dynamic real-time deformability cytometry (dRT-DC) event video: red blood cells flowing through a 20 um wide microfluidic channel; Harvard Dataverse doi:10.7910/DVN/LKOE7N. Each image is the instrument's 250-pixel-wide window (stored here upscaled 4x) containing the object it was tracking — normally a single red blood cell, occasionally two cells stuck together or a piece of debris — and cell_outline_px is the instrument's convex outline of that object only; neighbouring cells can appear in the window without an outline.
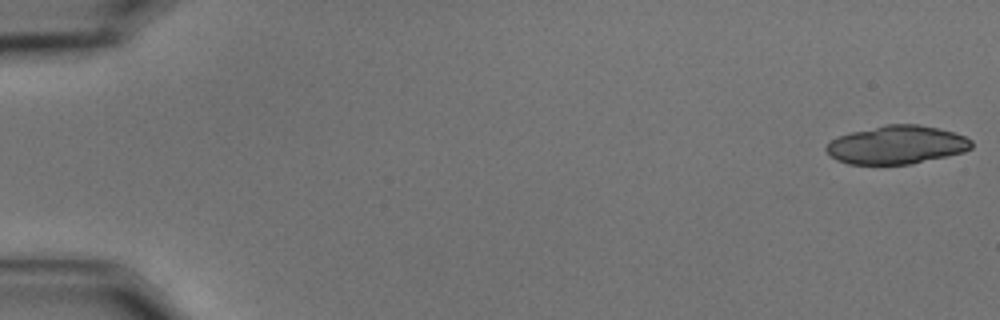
{"species": "common noctule bat (a hibernating species)", "species_latin": "Nyctalus noctula", "temperature_condition": "cold", "stored_images_in_passage": 14, "camera_frame_rate_fps": 3000, "um_per_image_px": 0.085, "animal": {"sex": "male", "body_mass_g": 15.6}, "frame": {"image": 1, "passage_image": 1, "time_ms": 0.0, "image_size_px": [1000, 320], "cell_outline_px": [[972, 148], [964, 152], [912, 164], [848, 164], [836, 160], [824, 148], [832, 140], [840, 136], [852, 132], [888, 124], [920, 124], [940, 128], [964, 136], [972, 140]], "centroid_in_image_um": [76.25, 12.31], "position_along_channel_um": 8.7, "area_um2": 32.31}}